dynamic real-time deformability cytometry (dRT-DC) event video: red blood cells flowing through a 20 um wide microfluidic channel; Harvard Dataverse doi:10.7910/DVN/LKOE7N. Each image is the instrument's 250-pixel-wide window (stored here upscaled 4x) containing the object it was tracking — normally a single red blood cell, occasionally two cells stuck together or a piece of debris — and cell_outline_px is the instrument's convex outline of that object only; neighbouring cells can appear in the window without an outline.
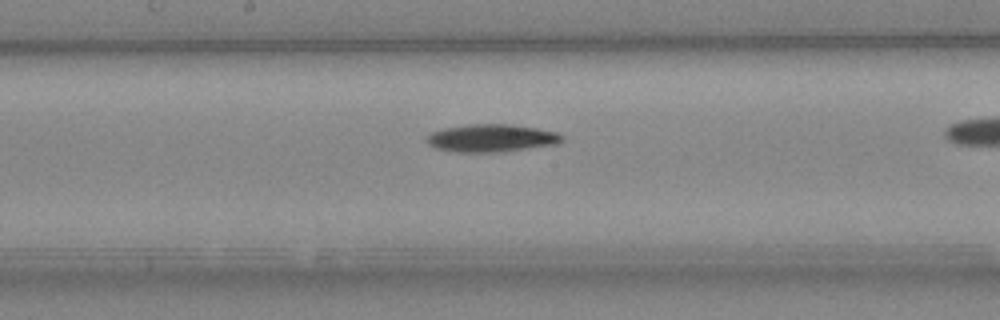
{"species": "Egyptian fruit bat (a non-hibernating species)", "species_latin": "Rousettus aegyptiacus", "temperature_condition": "cold", "stored_images_in_passage": 32, "camera_frame_rate_fps": 3000, "um_per_image_px": 0.085, "animal": {"sex": "female"}, "frame": {"image": 1, "passage_image": 19, "time_ms": 6.0, "image_size_px": [1000, 320], "cell_outline_px": [[564, 140], [556, 144], [500, 152], [460, 152], [436, 148], [428, 144], [428, 136], [432, 132], [444, 128], [468, 124], [512, 124], [536, 128], [556, 132], [564, 136]], "centroid_in_image_um": [41.8, 11.73], "position_along_channel_um": 206.4, "area_um2": 21.68}}